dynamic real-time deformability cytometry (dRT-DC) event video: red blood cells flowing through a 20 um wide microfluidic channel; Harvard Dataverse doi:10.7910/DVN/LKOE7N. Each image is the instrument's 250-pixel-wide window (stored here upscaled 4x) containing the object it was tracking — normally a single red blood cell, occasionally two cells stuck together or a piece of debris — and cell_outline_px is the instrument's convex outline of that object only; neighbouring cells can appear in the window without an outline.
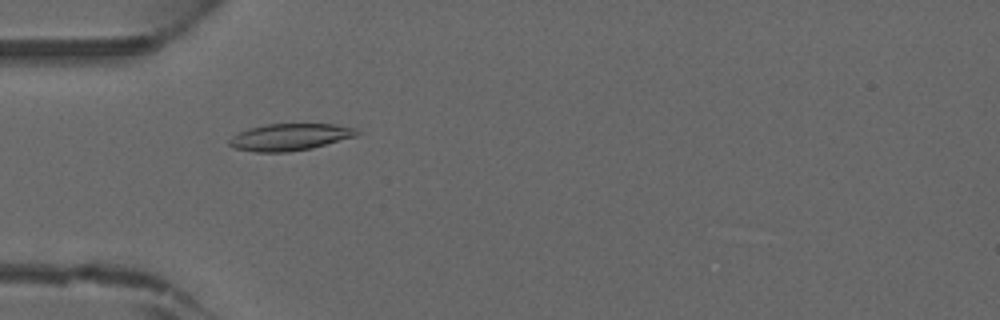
{"species": "common noctule bat (a hibernating species)", "species_latin": "Nyctalus noctula", "temperature_condition": "warm", "stored_images_in_passage": 45, "camera_frame_rate_fps": 3000, "um_per_image_px": 0.085, "animal": {"sex": "male", "forearm_length_mm": 52.5}, "frame": {"image": 1, "passage_image": 14, "time_ms": 4.333, "image_size_px": [1000, 320], "cell_outline_px": [[360, 132], [356, 136], [312, 148], [288, 152], [256, 152], [236, 148], [228, 144], [228, 140], [232, 136], [240, 132], [252, 128], [268, 124], [336, 124], [356, 128]], "centroid_in_image_um": [24.67, 11.65], "position_along_channel_um": 60.3, "area_um2": 19.83}}
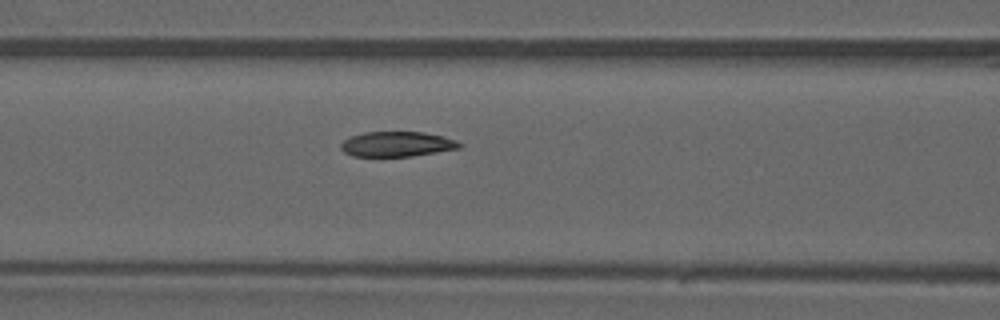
{"frame": {"image": 2, "passage_image": 19, "time_ms": 6.0, "image_size_px": [1000, 320], "cell_outline_px": [[464, 144], [460, 148], [412, 156], [352, 156], [344, 152], [340, 148], [340, 144], [344, 140], [352, 136], [364, 132], [424, 132], [444, 136], [456, 140]], "centroid_in_image_um": [33.76, 12.24], "position_along_channel_um": 132.8, "area_um2": 17.34}}
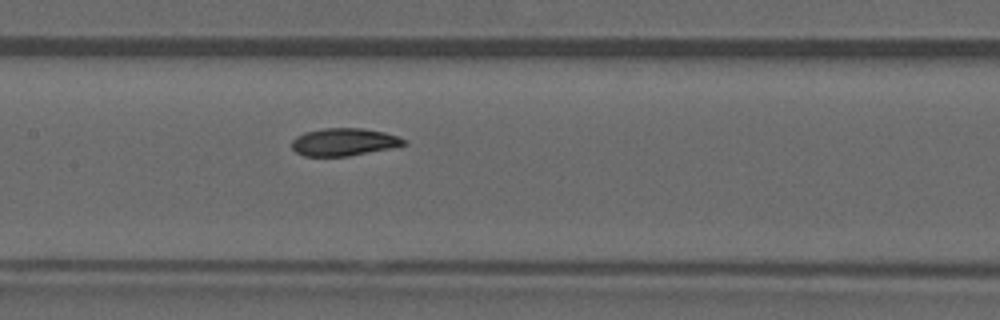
{"frame": {"image": 3, "passage_image": 22, "time_ms": 7.0, "image_size_px": [1000, 320], "cell_outline_px": [[408, 144], [348, 156], [304, 156], [296, 152], [292, 148], [292, 140], [296, 136], [304, 132], [324, 128], [364, 128], [384, 132], [408, 140]], "centroid_in_image_um": [29.22, 12.06], "position_along_channel_um": 178.2, "area_um2": 17.98}}